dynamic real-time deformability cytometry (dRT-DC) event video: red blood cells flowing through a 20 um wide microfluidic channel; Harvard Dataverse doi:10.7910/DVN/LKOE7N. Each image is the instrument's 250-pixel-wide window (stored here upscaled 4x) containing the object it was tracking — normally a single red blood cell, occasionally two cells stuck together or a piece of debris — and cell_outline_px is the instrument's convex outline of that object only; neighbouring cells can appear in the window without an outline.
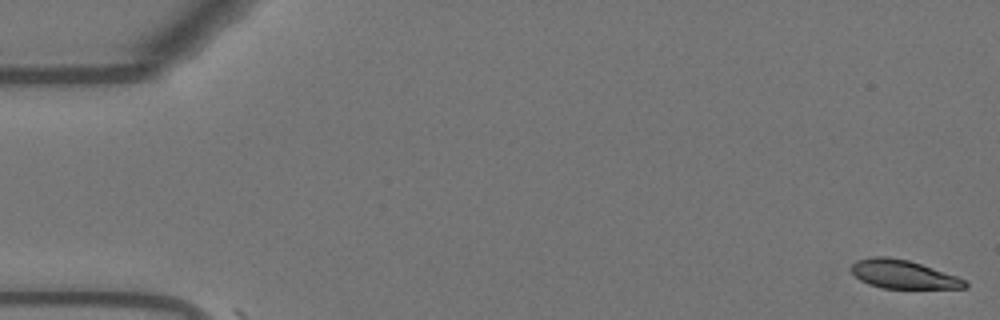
{"species": "Egyptian fruit bat (a non-hibernating species)", "species_latin": "Rousettus aegyptiacus", "temperature_condition": "warm", "stored_images_in_passage": 2, "camera_frame_rate_fps": 3000, "um_per_image_px": 0.085, "animal": {"sex": "female"}, "frame": {"image": 1, "passage_image": 1, "time_ms": 0.0, "image_size_px": [1000, 320], "cell_outline_px": [[968, 288], [884, 288], [868, 284], [860, 280], [852, 272], [852, 264], [856, 260], [872, 256], [888, 256], [908, 260], [956, 276], [964, 280], [968, 284]], "centroid_in_image_um": [76.74, 23.31], "position_along_channel_um": 8.3, "area_um2": 18.67}}